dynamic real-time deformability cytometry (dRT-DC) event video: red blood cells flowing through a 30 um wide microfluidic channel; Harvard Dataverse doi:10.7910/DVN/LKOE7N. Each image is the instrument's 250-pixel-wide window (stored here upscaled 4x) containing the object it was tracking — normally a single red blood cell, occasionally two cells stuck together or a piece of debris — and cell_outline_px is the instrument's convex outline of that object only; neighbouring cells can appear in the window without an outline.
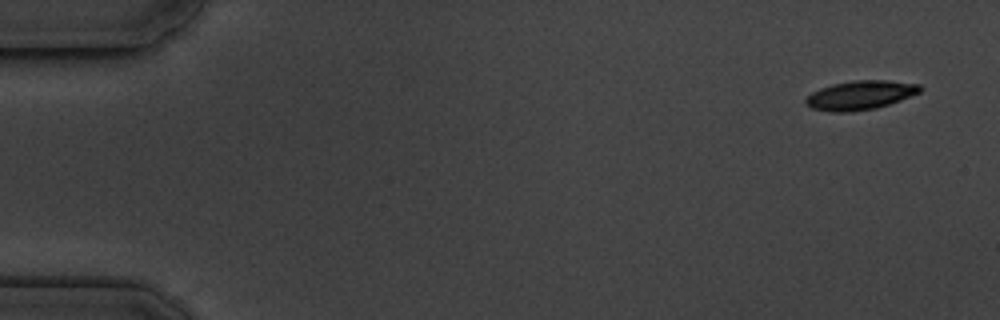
{"species": "common noctule bat (a hibernating species)", "species_latin": "Nyctalus noctula", "temperature_condition": "cold", "stored_images_in_passage": 5, "camera_frame_rate_fps": 3000, "um_per_image_px": 0.085, "animal": {"sex": "male", "body_mass_g": 19.5, "forearm_length_mm": 54.6}, "frame": {"image": 1, "passage_image": 1, "time_ms": 0.0, "image_size_px": [1000, 320], "cell_outline_px": [[920, 92], [900, 100], [876, 108], [848, 112], [832, 112], [812, 108], [804, 104], [804, 100], [812, 92], [820, 88], [832, 84], [852, 80], [888, 80], [920, 84]], "centroid_in_image_um": [73.09, 8.08], "position_along_channel_um": 11.9, "area_um2": 19.31}}